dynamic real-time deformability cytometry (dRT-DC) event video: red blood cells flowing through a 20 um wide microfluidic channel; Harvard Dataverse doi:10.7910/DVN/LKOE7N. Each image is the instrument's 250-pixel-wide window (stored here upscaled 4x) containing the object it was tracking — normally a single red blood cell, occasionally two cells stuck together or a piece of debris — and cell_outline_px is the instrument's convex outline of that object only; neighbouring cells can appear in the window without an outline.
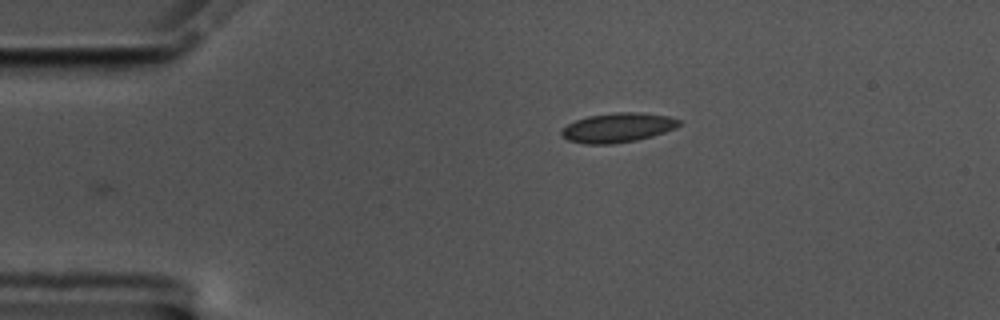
{"species": "common noctule bat (a hibernating species)", "species_latin": "Nyctalus noctula", "temperature_condition": "cold", "stored_images_in_passage": 35, "camera_frame_rate_fps": 3000, "um_per_image_px": 0.085, "animal": {"sex": "male", "body_mass_g": 17.5, "forearm_length_mm": 52.3}, "frame": {"image": 1, "passage_image": 1, "time_ms": 0.0, "image_size_px": [1000, 320], "cell_outline_px": [[680, 124], [676, 128], [652, 136], [636, 140], [612, 144], [584, 144], [568, 140], [560, 136], [560, 132], [568, 124], [576, 120], [588, 116], [612, 112], [640, 112], [668, 116], [680, 120]], "centroid_in_image_um": [52.49, 10.85], "position_along_channel_um": 32.5, "area_um2": 20.23}}
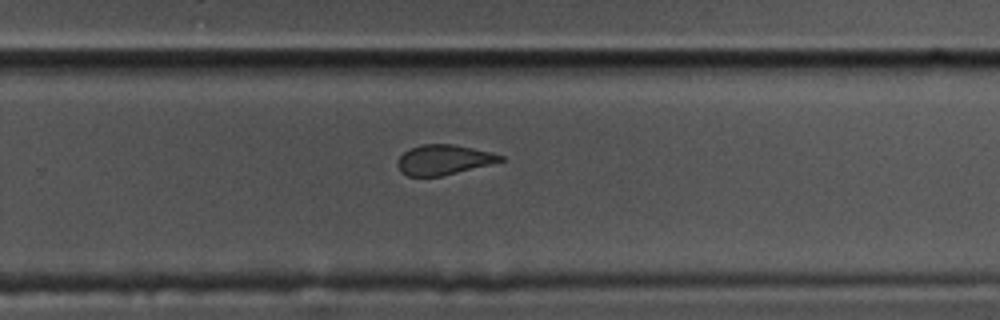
{"frame": {"image": 2, "passage_image": 27, "time_ms": 8.667, "image_size_px": [1000, 320], "cell_outline_px": [[504, 160], [440, 176], [408, 176], [400, 172], [396, 164], [400, 156], [404, 152], [412, 148], [424, 144], [456, 144], [492, 152], [504, 156]], "centroid_in_image_um": [37.69, 13.57], "position_along_channel_um": 292.1, "area_um2": 17.74}}
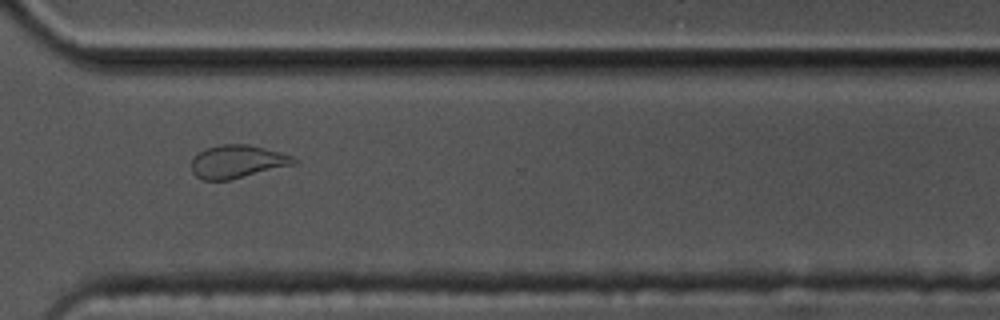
{"frame": {"image": 3, "passage_image": 32, "time_ms": 10.333, "image_size_px": [1000, 320], "cell_outline_px": [[296, 164], [228, 180], [204, 180], [196, 176], [192, 172], [192, 160], [200, 152], [208, 148], [220, 144], [248, 144], [264, 148], [292, 156], [296, 160]], "centroid_in_image_um": [20.17, 13.74], "position_along_channel_um": 350.4, "area_um2": 19.36}, "authors_computed_cell_mechanics": {"area_um2": 19.1318, "velocity_mm_per_s": 3.497, "shape_relaxation_time_tau1_ms": 8.1362, "shape_relaxation_time_tau2_ms": 1.3136, "deformation_change_tau1": 0.1434, "deformation_change_tau2": 0.0591}}